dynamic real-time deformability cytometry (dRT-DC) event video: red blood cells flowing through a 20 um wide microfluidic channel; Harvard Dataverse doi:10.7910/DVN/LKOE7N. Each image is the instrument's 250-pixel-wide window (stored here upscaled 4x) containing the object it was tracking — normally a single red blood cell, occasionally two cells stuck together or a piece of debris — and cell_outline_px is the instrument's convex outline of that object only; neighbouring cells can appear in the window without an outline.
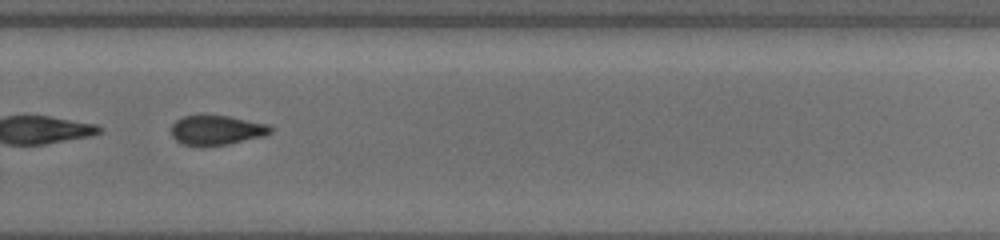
{"species": "common noctule bat (a hibernating species)", "species_latin": "Nyctalus noctula", "temperature_condition": "cold", "stored_images_in_passage": 38, "camera_frame_rate_fps": 3000, "um_per_image_px": 0.085, "animal": {"sex": "female", "body_mass_g": 19.5, "forearm_length_mm": 54.1}, "frame": {"image": 1, "passage_image": 34, "time_ms": 6.667, "image_size_px": [1000, 240], "cell_outline_px": [[272, 132], [264, 136], [228, 144], [204, 148], [200, 148], [184, 144], [176, 140], [172, 136], [172, 124], [176, 120], [184, 116], [228, 116], [264, 124], [272, 128]], "centroid_in_image_um": [18.37, 11.1], "position_along_channel_um": 311.4, "area_um2": 17.11}}